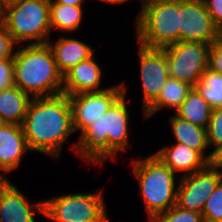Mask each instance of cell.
Returning a JSON list of instances; mask_svg holds the SVG:
<instances>
[{"label":"cell","instance_id":"30","mask_svg":"<svg viewBox=\"0 0 222 222\" xmlns=\"http://www.w3.org/2000/svg\"><path fill=\"white\" fill-rule=\"evenodd\" d=\"M213 23L219 28L222 25V0H203Z\"/></svg>","mask_w":222,"mask_h":222},{"label":"cell","instance_id":"18","mask_svg":"<svg viewBox=\"0 0 222 222\" xmlns=\"http://www.w3.org/2000/svg\"><path fill=\"white\" fill-rule=\"evenodd\" d=\"M169 119V125L175 142L184 144L190 149L199 152L207 161H209L211 153L205 155V150L209 148L207 129L182 120L175 114Z\"/></svg>","mask_w":222,"mask_h":222},{"label":"cell","instance_id":"20","mask_svg":"<svg viewBox=\"0 0 222 222\" xmlns=\"http://www.w3.org/2000/svg\"><path fill=\"white\" fill-rule=\"evenodd\" d=\"M193 87L175 78L169 77L158 98L143 112L145 118H151L161 109H174V112L186 99Z\"/></svg>","mask_w":222,"mask_h":222},{"label":"cell","instance_id":"6","mask_svg":"<svg viewBox=\"0 0 222 222\" xmlns=\"http://www.w3.org/2000/svg\"><path fill=\"white\" fill-rule=\"evenodd\" d=\"M3 24L17 47L26 41L29 44L47 43L52 33L50 0H14L7 3Z\"/></svg>","mask_w":222,"mask_h":222},{"label":"cell","instance_id":"11","mask_svg":"<svg viewBox=\"0 0 222 222\" xmlns=\"http://www.w3.org/2000/svg\"><path fill=\"white\" fill-rule=\"evenodd\" d=\"M179 41L212 44L219 39L218 27L213 23L203 0H179Z\"/></svg>","mask_w":222,"mask_h":222},{"label":"cell","instance_id":"35","mask_svg":"<svg viewBox=\"0 0 222 222\" xmlns=\"http://www.w3.org/2000/svg\"><path fill=\"white\" fill-rule=\"evenodd\" d=\"M218 36L222 40V25L218 28Z\"/></svg>","mask_w":222,"mask_h":222},{"label":"cell","instance_id":"14","mask_svg":"<svg viewBox=\"0 0 222 222\" xmlns=\"http://www.w3.org/2000/svg\"><path fill=\"white\" fill-rule=\"evenodd\" d=\"M31 151L22 126L17 124L0 125V180L20 165L23 155ZM3 172V173H2Z\"/></svg>","mask_w":222,"mask_h":222},{"label":"cell","instance_id":"21","mask_svg":"<svg viewBox=\"0 0 222 222\" xmlns=\"http://www.w3.org/2000/svg\"><path fill=\"white\" fill-rule=\"evenodd\" d=\"M212 111V107L199 92L192 88L174 114L182 120L207 129Z\"/></svg>","mask_w":222,"mask_h":222},{"label":"cell","instance_id":"17","mask_svg":"<svg viewBox=\"0 0 222 222\" xmlns=\"http://www.w3.org/2000/svg\"><path fill=\"white\" fill-rule=\"evenodd\" d=\"M47 41L59 71L64 75L72 67L94 54V49L75 38L60 37L55 43Z\"/></svg>","mask_w":222,"mask_h":222},{"label":"cell","instance_id":"3","mask_svg":"<svg viewBox=\"0 0 222 222\" xmlns=\"http://www.w3.org/2000/svg\"><path fill=\"white\" fill-rule=\"evenodd\" d=\"M14 85L34 97L62 93L63 74L59 71L48 43L28 44L16 49Z\"/></svg>","mask_w":222,"mask_h":222},{"label":"cell","instance_id":"8","mask_svg":"<svg viewBox=\"0 0 222 222\" xmlns=\"http://www.w3.org/2000/svg\"><path fill=\"white\" fill-rule=\"evenodd\" d=\"M210 44L178 41L163 48L169 77L195 87L208 69Z\"/></svg>","mask_w":222,"mask_h":222},{"label":"cell","instance_id":"15","mask_svg":"<svg viewBox=\"0 0 222 222\" xmlns=\"http://www.w3.org/2000/svg\"><path fill=\"white\" fill-rule=\"evenodd\" d=\"M93 54L81 61L63 75L62 93L68 96L81 92L101 91L102 68L95 61Z\"/></svg>","mask_w":222,"mask_h":222},{"label":"cell","instance_id":"25","mask_svg":"<svg viewBox=\"0 0 222 222\" xmlns=\"http://www.w3.org/2000/svg\"><path fill=\"white\" fill-rule=\"evenodd\" d=\"M202 215L204 220L222 221V181L206 200Z\"/></svg>","mask_w":222,"mask_h":222},{"label":"cell","instance_id":"33","mask_svg":"<svg viewBox=\"0 0 222 222\" xmlns=\"http://www.w3.org/2000/svg\"><path fill=\"white\" fill-rule=\"evenodd\" d=\"M7 2L5 0H0V22H3L5 12H6Z\"/></svg>","mask_w":222,"mask_h":222},{"label":"cell","instance_id":"27","mask_svg":"<svg viewBox=\"0 0 222 222\" xmlns=\"http://www.w3.org/2000/svg\"><path fill=\"white\" fill-rule=\"evenodd\" d=\"M14 85V60L13 56L0 59V91L11 88Z\"/></svg>","mask_w":222,"mask_h":222},{"label":"cell","instance_id":"4","mask_svg":"<svg viewBox=\"0 0 222 222\" xmlns=\"http://www.w3.org/2000/svg\"><path fill=\"white\" fill-rule=\"evenodd\" d=\"M132 161L148 218L176 205V174L154 154Z\"/></svg>","mask_w":222,"mask_h":222},{"label":"cell","instance_id":"28","mask_svg":"<svg viewBox=\"0 0 222 222\" xmlns=\"http://www.w3.org/2000/svg\"><path fill=\"white\" fill-rule=\"evenodd\" d=\"M208 68L222 75V40L218 39L210 45Z\"/></svg>","mask_w":222,"mask_h":222},{"label":"cell","instance_id":"37","mask_svg":"<svg viewBox=\"0 0 222 222\" xmlns=\"http://www.w3.org/2000/svg\"><path fill=\"white\" fill-rule=\"evenodd\" d=\"M7 3L11 2V1H14V0H5Z\"/></svg>","mask_w":222,"mask_h":222},{"label":"cell","instance_id":"2","mask_svg":"<svg viewBox=\"0 0 222 222\" xmlns=\"http://www.w3.org/2000/svg\"><path fill=\"white\" fill-rule=\"evenodd\" d=\"M123 94L110 106L103 117L89 125L72 144L73 151L81 159L102 165L105 160H114L118 152L126 150L128 145V127L130 114L126 103V86Z\"/></svg>","mask_w":222,"mask_h":222},{"label":"cell","instance_id":"5","mask_svg":"<svg viewBox=\"0 0 222 222\" xmlns=\"http://www.w3.org/2000/svg\"><path fill=\"white\" fill-rule=\"evenodd\" d=\"M141 3L136 17L137 43L164 48L179 41V0H149Z\"/></svg>","mask_w":222,"mask_h":222},{"label":"cell","instance_id":"34","mask_svg":"<svg viewBox=\"0 0 222 222\" xmlns=\"http://www.w3.org/2000/svg\"><path fill=\"white\" fill-rule=\"evenodd\" d=\"M100 1H104L107 3H111V4H121V3L128 1V0H100Z\"/></svg>","mask_w":222,"mask_h":222},{"label":"cell","instance_id":"10","mask_svg":"<svg viewBox=\"0 0 222 222\" xmlns=\"http://www.w3.org/2000/svg\"><path fill=\"white\" fill-rule=\"evenodd\" d=\"M178 179L176 206L202 214L206 200L222 181V174L207 165L203 170Z\"/></svg>","mask_w":222,"mask_h":222},{"label":"cell","instance_id":"31","mask_svg":"<svg viewBox=\"0 0 222 222\" xmlns=\"http://www.w3.org/2000/svg\"><path fill=\"white\" fill-rule=\"evenodd\" d=\"M210 153L208 165L222 174V146L215 148Z\"/></svg>","mask_w":222,"mask_h":222},{"label":"cell","instance_id":"9","mask_svg":"<svg viewBox=\"0 0 222 222\" xmlns=\"http://www.w3.org/2000/svg\"><path fill=\"white\" fill-rule=\"evenodd\" d=\"M119 84L101 91L81 92L68 96L75 132L82 133L89 125L106 114L110 106L123 94V85Z\"/></svg>","mask_w":222,"mask_h":222},{"label":"cell","instance_id":"7","mask_svg":"<svg viewBox=\"0 0 222 222\" xmlns=\"http://www.w3.org/2000/svg\"><path fill=\"white\" fill-rule=\"evenodd\" d=\"M44 203L45 218L54 222H109L103 190L51 197Z\"/></svg>","mask_w":222,"mask_h":222},{"label":"cell","instance_id":"29","mask_svg":"<svg viewBox=\"0 0 222 222\" xmlns=\"http://www.w3.org/2000/svg\"><path fill=\"white\" fill-rule=\"evenodd\" d=\"M14 43L11 35L6 30L3 22H0V59H7L14 55Z\"/></svg>","mask_w":222,"mask_h":222},{"label":"cell","instance_id":"22","mask_svg":"<svg viewBox=\"0 0 222 222\" xmlns=\"http://www.w3.org/2000/svg\"><path fill=\"white\" fill-rule=\"evenodd\" d=\"M83 6L50 4V25L63 32L77 31L83 20Z\"/></svg>","mask_w":222,"mask_h":222},{"label":"cell","instance_id":"36","mask_svg":"<svg viewBox=\"0 0 222 222\" xmlns=\"http://www.w3.org/2000/svg\"><path fill=\"white\" fill-rule=\"evenodd\" d=\"M203 222H222V221H209V220H204Z\"/></svg>","mask_w":222,"mask_h":222},{"label":"cell","instance_id":"1","mask_svg":"<svg viewBox=\"0 0 222 222\" xmlns=\"http://www.w3.org/2000/svg\"><path fill=\"white\" fill-rule=\"evenodd\" d=\"M21 126L31 152L57 160L63 143L75 133L68 95L32 98Z\"/></svg>","mask_w":222,"mask_h":222},{"label":"cell","instance_id":"32","mask_svg":"<svg viewBox=\"0 0 222 222\" xmlns=\"http://www.w3.org/2000/svg\"><path fill=\"white\" fill-rule=\"evenodd\" d=\"M85 0H50V4H65L73 6H83Z\"/></svg>","mask_w":222,"mask_h":222},{"label":"cell","instance_id":"12","mask_svg":"<svg viewBox=\"0 0 222 222\" xmlns=\"http://www.w3.org/2000/svg\"><path fill=\"white\" fill-rule=\"evenodd\" d=\"M138 48L140 75L143 88V112L158 98L169 78L168 62L163 48Z\"/></svg>","mask_w":222,"mask_h":222},{"label":"cell","instance_id":"26","mask_svg":"<svg viewBox=\"0 0 222 222\" xmlns=\"http://www.w3.org/2000/svg\"><path fill=\"white\" fill-rule=\"evenodd\" d=\"M207 141L208 145L213 150L222 146V109L212 111L208 126H207Z\"/></svg>","mask_w":222,"mask_h":222},{"label":"cell","instance_id":"19","mask_svg":"<svg viewBox=\"0 0 222 222\" xmlns=\"http://www.w3.org/2000/svg\"><path fill=\"white\" fill-rule=\"evenodd\" d=\"M32 97L16 86L0 91V122L21 125Z\"/></svg>","mask_w":222,"mask_h":222},{"label":"cell","instance_id":"24","mask_svg":"<svg viewBox=\"0 0 222 222\" xmlns=\"http://www.w3.org/2000/svg\"><path fill=\"white\" fill-rule=\"evenodd\" d=\"M201 213L184 210L174 205L168 211L154 215L149 222H203Z\"/></svg>","mask_w":222,"mask_h":222},{"label":"cell","instance_id":"13","mask_svg":"<svg viewBox=\"0 0 222 222\" xmlns=\"http://www.w3.org/2000/svg\"><path fill=\"white\" fill-rule=\"evenodd\" d=\"M30 202L9 179L0 180V222H36L35 212L44 214V203Z\"/></svg>","mask_w":222,"mask_h":222},{"label":"cell","instance_id":"23","mask_svg":"<svg viewBox=\"0 0 222 222\" xmlns=\"http://www.w3.org/2000/svg\"><path fill=\"white\" fill-rule=\"evenodd\" d=\"M205 101L215 109H222V75L207 69L194 87Z\"/></svg>","mask_w":222,"mask_h":222},{"label":"cell","instance_id":"16","mask_svg":"<svg viewBox=\"0 0 222 222\" xmlns=\"http://www.w3.org/2000/svg\"><path fill=\"white\" fill-rule=\"evenodd\" d=\"M153 154L175 174L182 172L181 177L203 170L208 165V161L199 152L180 143L163 147Z\"/></svg>","mask_w":222,"mask_h":222}]
</instances>
